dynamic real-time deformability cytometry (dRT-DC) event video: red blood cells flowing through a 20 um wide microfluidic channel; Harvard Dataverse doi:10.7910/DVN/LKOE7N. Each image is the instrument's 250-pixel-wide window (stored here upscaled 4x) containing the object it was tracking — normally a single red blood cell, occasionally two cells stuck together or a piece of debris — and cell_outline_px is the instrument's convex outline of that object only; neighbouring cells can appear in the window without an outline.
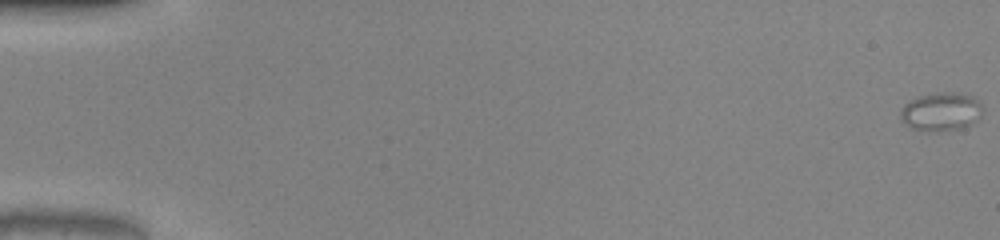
{"species": "common noctule bat (a hibernating species)", "species_latin": "Nyctalus noctula", "temperature_condition": "warm", "stored_images_in_passage": 53, "camera_frame_rate_fps": 3000, "um_per_image_px": 0.085, "animal": {"sex": "male", "body_mass_g": 20.0, "forearm_length_mm": 53.3}, "frame": {"image": 1, "passage_image": 1, "time_ms": 0.0, "image_size_px": [1000, 240], "cell_outline_px": [[984, 112], [972, 124], [964, 128], [936, 132], [924, 132], [912, 128], [900, 120], [900, 108], [904, 104], [920, 96], [940, 92], [960, 92], [972, 96], [980, 100], [984, 108]], "centroid_in_image_um": [80.03, 9.5], "position_along_channel_um": 5.0, "area_um2": 18.96}}
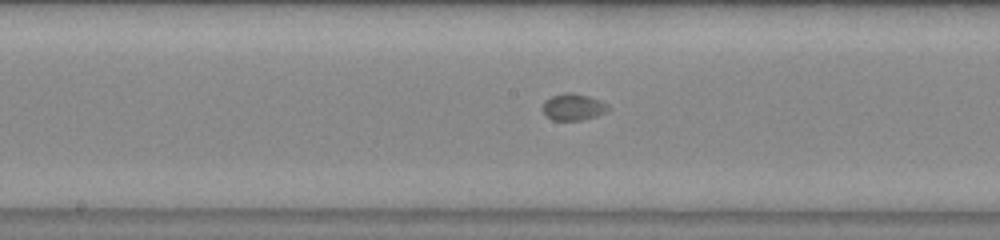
{"frame": {"image": 2, "passage_image": 29, "time_ms": 9.333, "image_size_px": [1000, 240], "cell_outline_px": [[612, 108], [596, 116], [580, 120], [552, 120], [544, 116], [540, 108], [544, 100], [552, 96], [564, 92], [572, 92], [588, 96], [600, 100], [608, 104]], "centroid_in_image_um": [48.67, 9.09], "position_along_channel_um": 199.5, "area_um2": 10.46}}
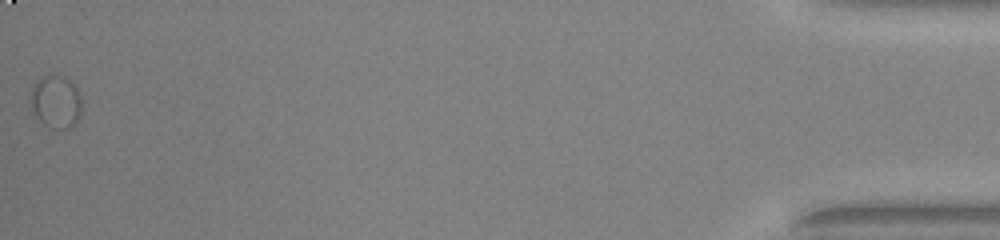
{"frame": {"image": 3, "passage_image": 53, "time_ms": 17.333, "image_size_px": [1000, 240], "cell_outline_px": [[80, 116], [76, 124], [72, 128], [52, 128], [44, 124], [36, 116], [28, 104], [28, 100], [32, 88], [40, 76], [60, 76], [72, 80], [80, 92]], "centroid_in_image_um": [4.74, 8.65], "position_along_channel_um": 430.5, "area_um2": 16.01}}